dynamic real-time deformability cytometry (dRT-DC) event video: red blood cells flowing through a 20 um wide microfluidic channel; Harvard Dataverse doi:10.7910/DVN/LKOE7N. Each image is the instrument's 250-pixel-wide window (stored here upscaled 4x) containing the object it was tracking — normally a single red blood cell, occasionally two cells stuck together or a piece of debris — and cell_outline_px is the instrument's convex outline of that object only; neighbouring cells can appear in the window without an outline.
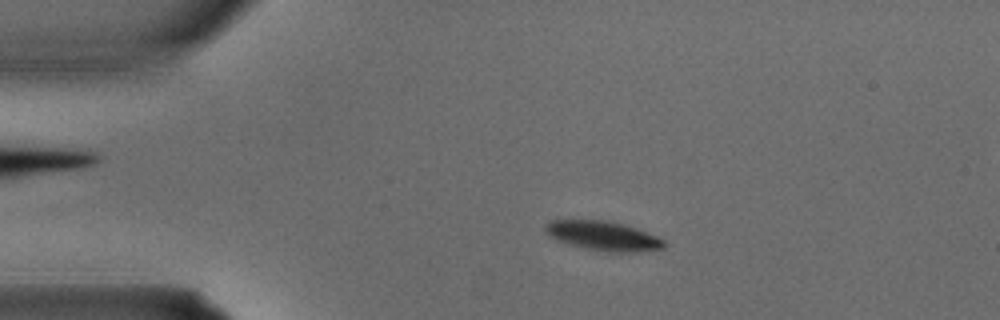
{"species": "common noctule bat (a hibernating species)", "species_latin": "Nyctalus noctula", "temperature_condition": "warm", "stored_images_in_passage": 4, "camera_frame_rate_fps": 3000, "um_per_image_px": 0.085, "animal": {"sex": "male", "body_mass_g": 15.6}, "frame": {"image": 1, "passage_image": 3, "time_ms": 0.667, "image_size_px": [1000, 320], "cell_outline_px": [[668, 244], [664, 248], [636, 252], [616, 252], [588, 248], [568, 244], [556, 240], [544, 232], [544, 228], [552, 220], [604, 220], [636, 228], [656, 236], [664, 240]], "centroid_in_image_um": [51.28, 20.05], "position_along_channel_um": 33.7, "area_um2": 20.0}}